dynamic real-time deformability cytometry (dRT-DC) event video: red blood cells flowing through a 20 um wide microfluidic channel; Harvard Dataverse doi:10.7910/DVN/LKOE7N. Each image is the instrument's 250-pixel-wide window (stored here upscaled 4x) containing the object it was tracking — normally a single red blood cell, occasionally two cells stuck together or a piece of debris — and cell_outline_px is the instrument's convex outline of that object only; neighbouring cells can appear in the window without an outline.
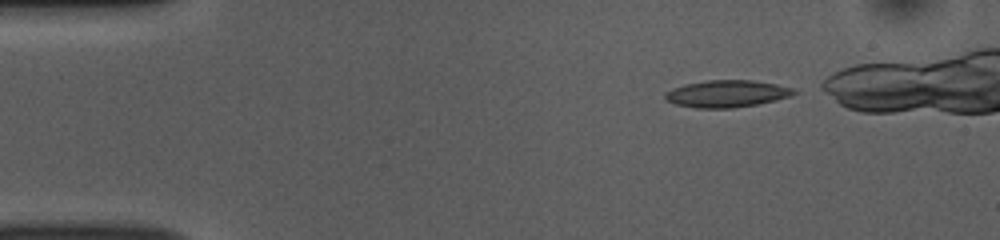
{"species": "common noctule bat (a hibernating species)", "species_latin": "Nyctalus noctula", "temperature_condition": "room temperature", "stored_images_in_passage": 38, "camera_frame_rate_fps": 3000, "um_per_image_px": 0.085, "animal": {"sex": "female", "body_mass_g": 10.0, "forearm_length_mm": 53.1}, "frame": {"image": 1, "passage_image": 1, "time_ms": 0.0, "image_size_px": [1000, 240], "cell_outline_px": [[800, 92], [776, 100], [756, 104], [732, 108], [696, 108], [676, 104], [664, 100], [664, 92], [672, 88], [684, 84], [708, 80], [752, 80], [776, 84], [792, 88]], "centroid_in_image_um": [61.74, 7.96], "position_along_channel_um": 23.3, "area_um2": 20.35}}
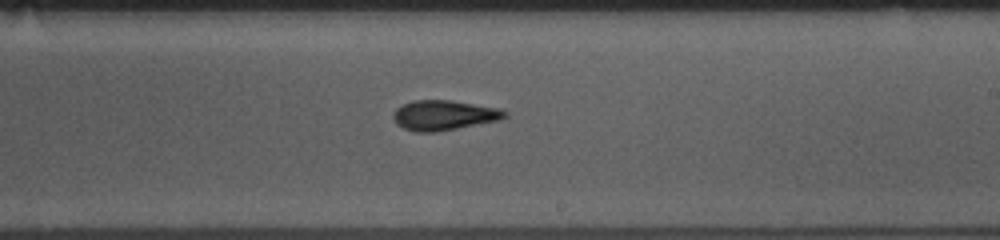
{"frame": {"image": 2, "passage_image": 24, "time_ms": 7.667, "image_size_px": [1000, 240], "cell_outline_px": [[508, 116], [500, 120], [436, 132], [416, 132], [404, 128], [396, 124], [392, 116], [396, 108], [412, 100], [452, 100], [500, 108], [508, 112]], "centroid_in_image_um": [37.75, 9.79], "position_along_channel_um": 251.3, "area_um2": 19.59}}
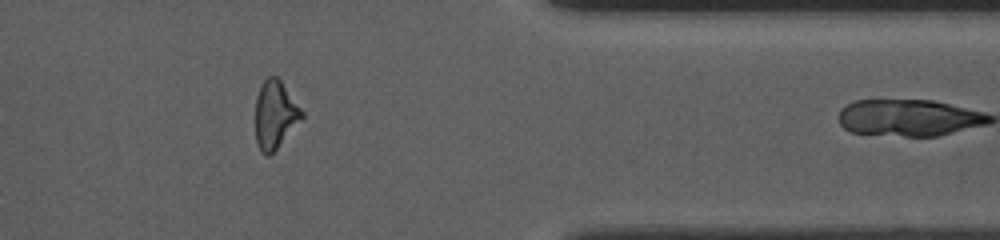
{"frame": {"image": 3, "passage_image": 36, "time_ms": 11.667, "image_size_px": [1000, 240], "cell_outline_px": [[304, 116], [276, 148], [268, 156], [264, 156], [260, 152], [256, 144], [256, 96], [260, 84], [268, 76], [276, 76], [280, 80], [304, 112]], "centroid_in_image_um": [23.35, 9.74], "position_along_channel_um": 388.0, "area_um2": 18.21}}